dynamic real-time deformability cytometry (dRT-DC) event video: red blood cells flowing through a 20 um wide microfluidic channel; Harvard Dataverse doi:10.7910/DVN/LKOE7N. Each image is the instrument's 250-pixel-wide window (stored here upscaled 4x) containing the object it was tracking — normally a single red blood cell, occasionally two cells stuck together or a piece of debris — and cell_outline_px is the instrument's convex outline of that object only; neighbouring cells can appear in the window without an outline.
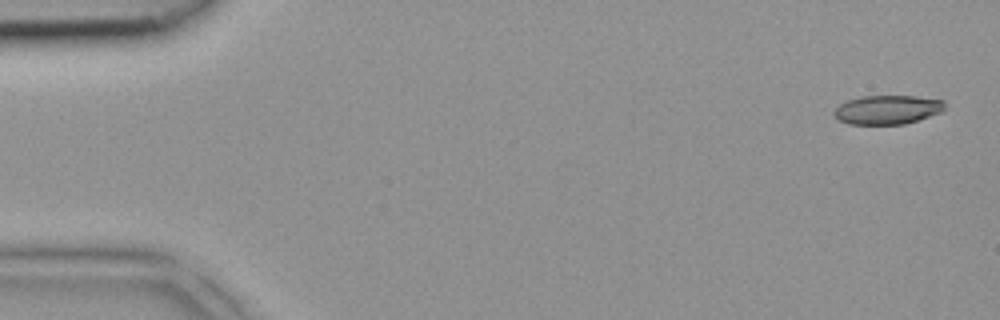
{"species": "common noctule bat (a hibernating species)", "species_latin": "Nyctalus noctula", "temperature_condition": "room temperature", "stored_images_in_passage": 3, "camera_frame_rate_fps": 3000, "um_per_image_px": 0.085, "animal": {"sex": "female", "body_mass_g": 18.4}, "frame": {"image": 1, "passage_image": 1, "time_ms": 0.0, "image_size_px": [1000, 320], "cell_outline_px": [[944, 112], [904, 124], [848, 124], [832, 116], [832, 112], [840, 104], [848, 100], [860, 96], [916, 96], [944, 100]], "centroid_in_image_um": [75.43, 9.32], "position_along_channel_um": 9.6, "area_um2": 18.84}}